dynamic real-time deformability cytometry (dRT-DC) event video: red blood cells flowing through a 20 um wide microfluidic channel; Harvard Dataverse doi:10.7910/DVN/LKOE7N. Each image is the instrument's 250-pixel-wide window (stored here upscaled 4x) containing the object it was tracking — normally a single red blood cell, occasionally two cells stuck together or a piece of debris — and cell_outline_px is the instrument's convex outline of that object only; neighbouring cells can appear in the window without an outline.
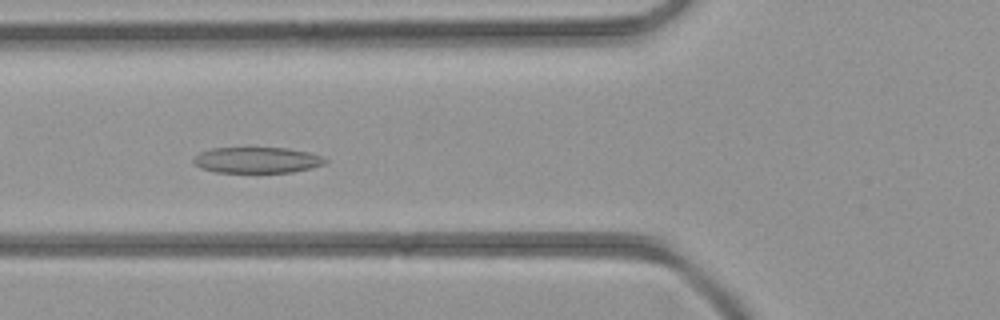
{"species": "common noctule bat (a hibernating species)", "species_latin": "Nyctalus noctula", "temperature_condition": "room temperature", "stored_images_in_passage": 43, "camera_frame_rate_fps": 3000, "um_per_image_px": 0.085, "animal": {"sex": "female", "body_mass_g": 21.9}, "frame": {"image": 1, "passage_image": 16, "time_ms": 5.0, "image_size_px": [1000, 320], "cell_outline_px": [[328, 160], [324, 164], [292, 172], [216, 172], [200, 168], [192, 160], [200, 152], [212, 148], [288, 148], [308, 152], [320, 156]], "centroid_in_image_um": [21.82, 13.6], "position_along_channel_um": 104.0, "area_um2": 19.65}}
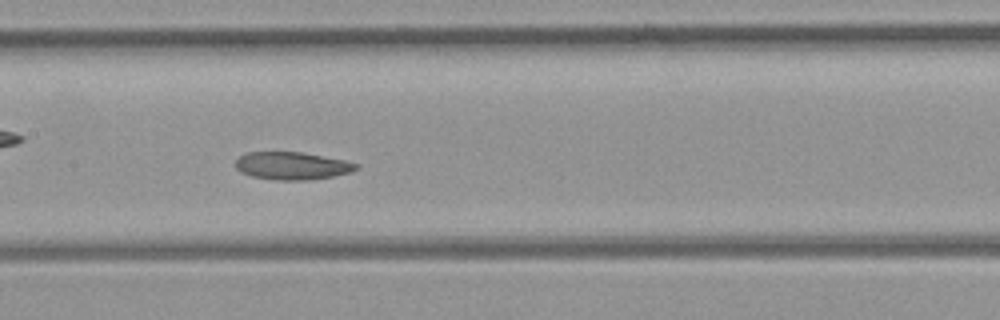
{"frame": {"image": 2, "passage_image": 21, "time_ms": 6.667, "image_size_px": [1000, 320], "cell_outline_px": [[360, 168], [352, 172], [312, 180], [272, 180], [252, 176], [240, 172], [236, 168], [236, 160], [240, 156], [248, 152], [304, 152], [344, 160], [360, 164]], "centroid_in_image_um": [24.86, 14.1], "position_along_channel_um": 182.5, "area_um2": 19.65}}
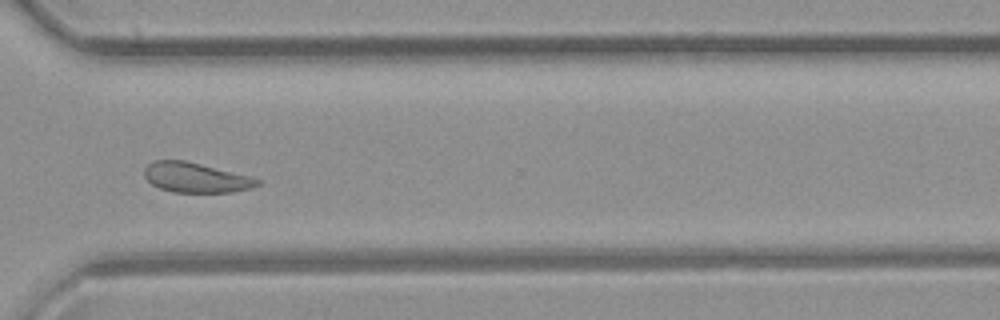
{"frame": {"image": 3, "passage_image": 32, "time_ms": 10.333, "image_size_px": [1000, 320], "cell_outline_px": [[260, 184], [252, 188], [232, 192], [172, 192], [160, 188], [152, 184], [144, 176], [144, 168], [152, 160], [184, 160], [252, 176], [260, 180]], "centroid_in_image_um": [16.65, 15.09], "position_along_channel_um": 354.0, "area_um2": 19.77}}